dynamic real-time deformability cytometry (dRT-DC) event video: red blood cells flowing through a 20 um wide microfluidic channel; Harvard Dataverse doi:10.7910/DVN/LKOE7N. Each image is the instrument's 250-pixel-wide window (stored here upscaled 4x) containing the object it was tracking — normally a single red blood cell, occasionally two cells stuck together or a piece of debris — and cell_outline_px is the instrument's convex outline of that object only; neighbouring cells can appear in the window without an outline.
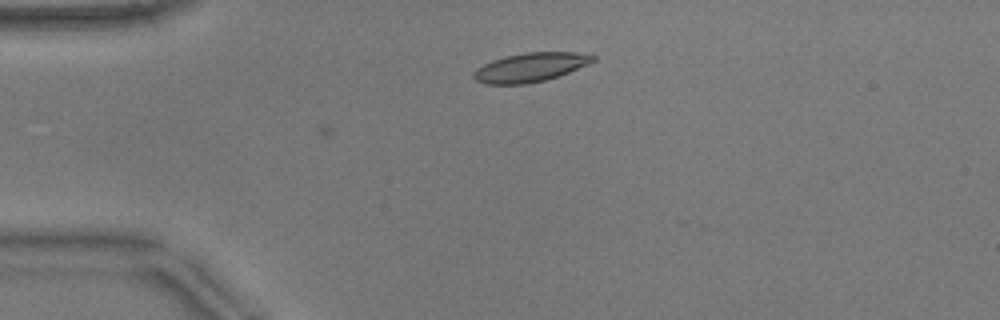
{"species": "common noctule bat (a hibernating species)", "species_latin": "Nyctalus noctula", "temperature_condition": "warm", "stored_images_in_passage": 5, "camera_frame_rate_fps": 3000, "um_per_image_px": 0.085, "animal": {"sex": "male", "body_mass_g": 17.9}, "frame": {"image": 1, "passage_image": 1, "time_ms": 0.0, "image_size_px": [1000, 320], "cell_outline_px": [[596, 60], [588, 64], [568, 72], [544, 80], [524, 84], [484, 84], [476, 80], [472, 76], [476, 68], [492, 60], [504, 56], [524, 52], [592, 52], [596, 56]], "centroid_in_image_um": [45.11, 5.7], "position_along_channel_um": 39.9, "area_um2": 20.29}}